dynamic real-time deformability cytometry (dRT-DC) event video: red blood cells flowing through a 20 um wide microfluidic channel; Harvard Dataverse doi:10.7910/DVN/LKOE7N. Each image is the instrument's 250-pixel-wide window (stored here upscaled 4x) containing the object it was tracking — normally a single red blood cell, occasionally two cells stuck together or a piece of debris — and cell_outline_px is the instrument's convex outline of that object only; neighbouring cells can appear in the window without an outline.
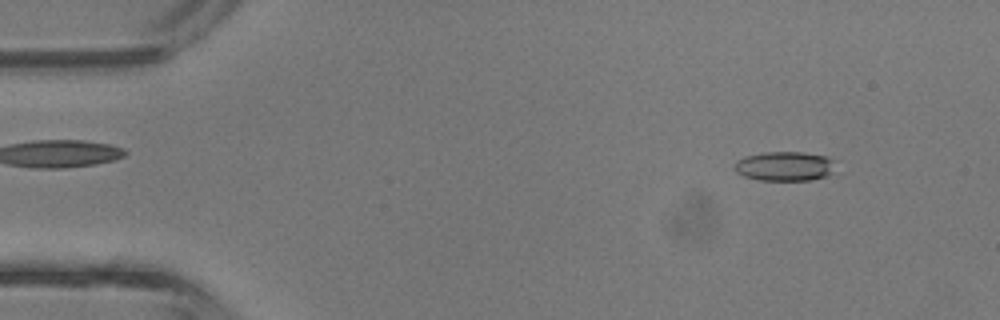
{"species": "common noctule bat (a hibernating species)", "species_latin": "Nyctalus noctula", "temperature_condition": "room temperature", "stored_images_in_passage": 42, "camera_frame_rate_fps": 3000, "um_per_image_px": 0.085, "animal": {"sex": "male", "body_mass_g": 13.3}, "frame": {"image": 1, "passage_image": 4, "time_ms": 1.0, "image_size_px": [1000, 320], "cell_outline_px": [[840, 172], [828, 176], [812, 180], [760, 180], [744, 176], [736, 172], [736, 160], [744, 156], [764, 152], [804, 152], [828, 156], [836, 160]], "centroid_in_image_um": [66.86, 14.12], "position_along_channel_um": 18.1, "area_um2": 17.98}}
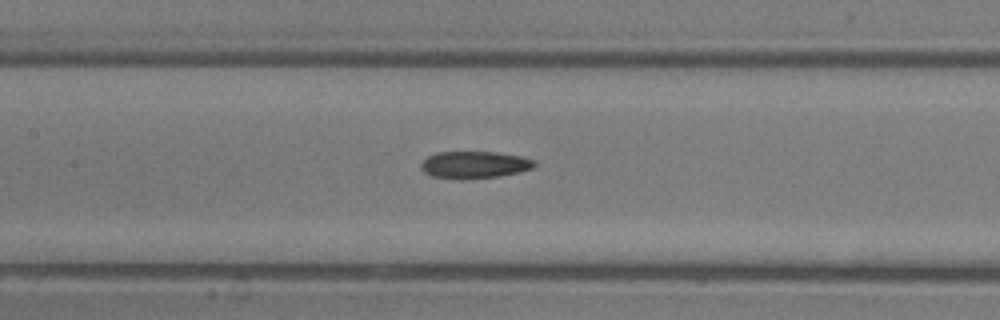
{"frame": {"image": 2, "passage_image": 19, "time_ms": 6.0, "image_size_px": [1000, 320], "cell_outline_px": [[536, 164], [532, 168], [520, 172], [500, 176], [464, 180], [460, 180], [432, 176], [424, 172], [420, 168], [420, 164], [428, 156], [436, 152], [496, 152], [520, 156], [536, 160]], "centroid_in_image_um": [40.32, 14.02], "position_along_channel_um": 167.1, "area_um2": 18.15}}
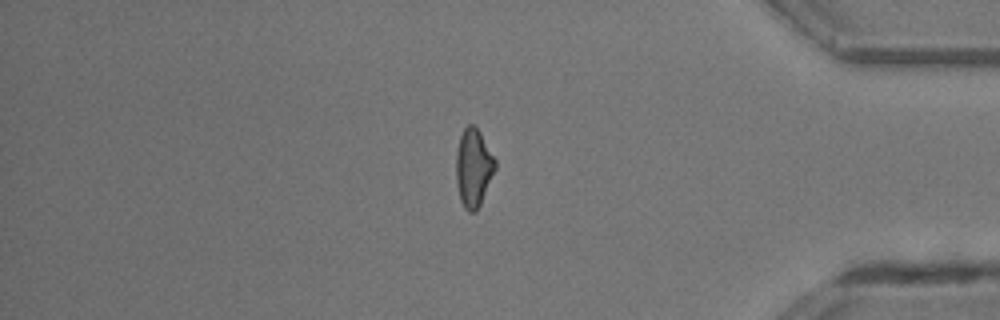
{"frame": {"image": 3, "passage_image": 35, "time_ms": 11.333, "image_size_px": [1000, 320], "cell_outline_px": [[496, 168], [480, 204], [476, 212], [468, 212], [464, 208], [460, 200], [456, 180], [456, 152], [460, 136], [464, 128], [468, 124], [472, 124], [480, 132], [496, 160]], "centroid_in_image_um": [40.23, 14.26], "position_along_channel_um": 395.0, "area_um2": 17.74}, "authors_computed_cell_mechanics": {"area_um2": 18.0047, "velocity_mm_per_s": 4.8652, "shape_relaxation_time_tau1_ms": 10.3021, "shape_relaxation_time_tau2_ms": 4.9285, "deformation_change_tau1": 0.228, "deformation_change_tau2": 0.174}}